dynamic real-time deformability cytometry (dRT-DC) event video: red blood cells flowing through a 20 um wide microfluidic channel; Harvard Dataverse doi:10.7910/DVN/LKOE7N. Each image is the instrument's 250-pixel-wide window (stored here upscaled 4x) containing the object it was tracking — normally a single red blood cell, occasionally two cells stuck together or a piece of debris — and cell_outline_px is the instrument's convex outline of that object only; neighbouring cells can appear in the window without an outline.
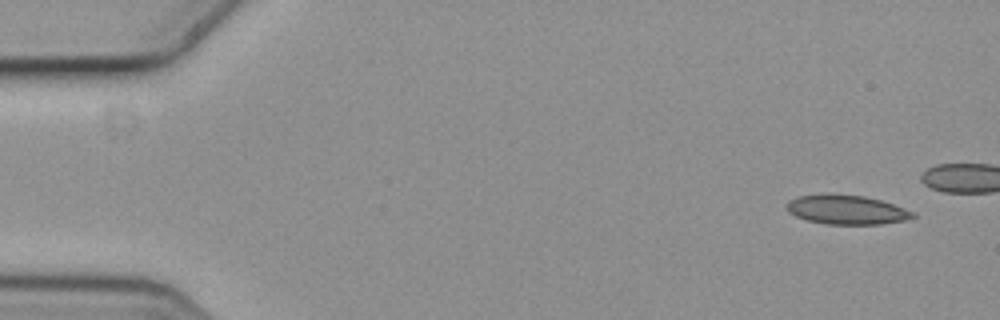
{"species": "common noctule bat (a hibernating species)", "species_latin": "Nyctalus noctula", "temperature_condition": "cold", "stored_images_in_passage": 5, "camera_frame_rate_fps": 3000, "um_per_image_px": 0.085, "animal": {"sex": "female", "body_mass_g": 19.3, "forearm_length_mm": 54.1}, "frame": {"image": 1, "passage_image": 1, "time_ms": 0.0, "image_size_px": [1000, 320], "cell_outline_px": [[916, 216], [904, 220], [880, 224], [824, 224], [808, 220], [796, 216], [788, 212], [788, 200], [800, 196], [828, 192], [864, 196], [880, 200], [916, 212]], "centroid_in_image_um": [71.95, 17.81], "position_along_channel_um": 13.0, "area_um2": 21.62}}